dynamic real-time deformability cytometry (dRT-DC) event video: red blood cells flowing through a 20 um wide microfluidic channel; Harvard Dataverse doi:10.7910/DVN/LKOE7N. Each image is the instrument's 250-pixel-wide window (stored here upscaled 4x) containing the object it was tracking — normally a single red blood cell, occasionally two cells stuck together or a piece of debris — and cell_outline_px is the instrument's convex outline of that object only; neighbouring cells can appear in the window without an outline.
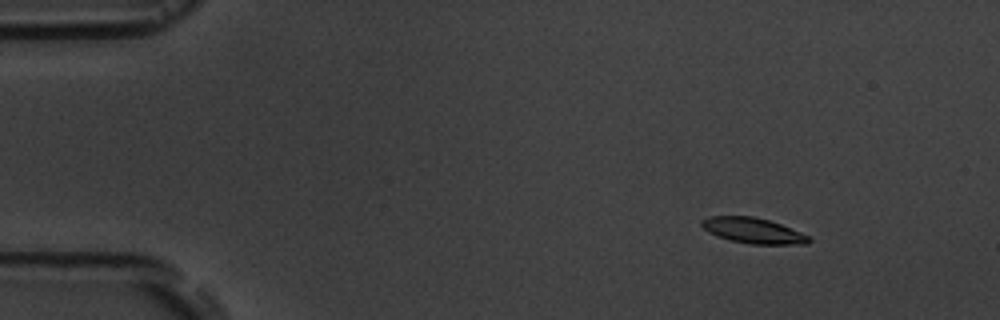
{"species": "common noctule bat (a hibernating species)", "species_latin": "Nyctalus noctula", "temperature_condition": "room temperature", "stored_images_in_passage": 5, "camera_frame_rate_fps": 3000, "um_per_image_px": 0.085, "animal": {"sex": "male", "body_mass_g": 19.5, "forearm_length_mm": 54.6}, "frame": {"image": 1, "passage_image": 2, "time_ms": 1.667, "image_size_px": [1000, 320], "cell_outline_px": [[812, 240], [808, 244], [752, 244], [728, 240], [716, 236], [708, 232], [700, 224], [700, 220], [708, 216], [752, 216], [768, 220], [780, 224], [800, 232], [808, 236]], "centroid_in_image_um": [63.97, 19.6], "position_along_channel_um": 21.0, "area_um2": 15.95}}